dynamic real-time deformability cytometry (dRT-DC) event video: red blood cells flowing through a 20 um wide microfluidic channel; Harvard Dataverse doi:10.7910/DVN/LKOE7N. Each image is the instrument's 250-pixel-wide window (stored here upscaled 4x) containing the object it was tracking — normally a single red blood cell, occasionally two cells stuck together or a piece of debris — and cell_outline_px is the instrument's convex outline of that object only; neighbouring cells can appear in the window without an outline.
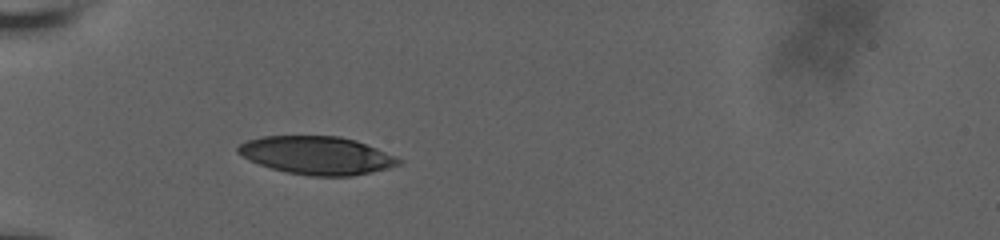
{"species": "human", "species_latin": "Homo sapiens", "temperature_condition": "room temperature", "stored_images_in_passage": 72, "camera_frame_rate_fps": 3000, "um_per_image_px": 0.085, "donor": {"sex": "male"}, "frame": {"image": 1, "passage_image": 1, "time_ms": 0.0, "image_size_px": [1000, 240], "cell_outline_px": [[404, 160], [400, 164], [352, 176], [312, 176], [288, 172], [272, 168], [248, 160], [236, 152], [236, 148], [240, 144], [248, 140], [264, 136], [340, 136], [356, 140], [396, 156]], "centroid_in_image_um": [26.91, 13.2], "position_along_channel_um": 58.1, "area_um2": 35.37}}
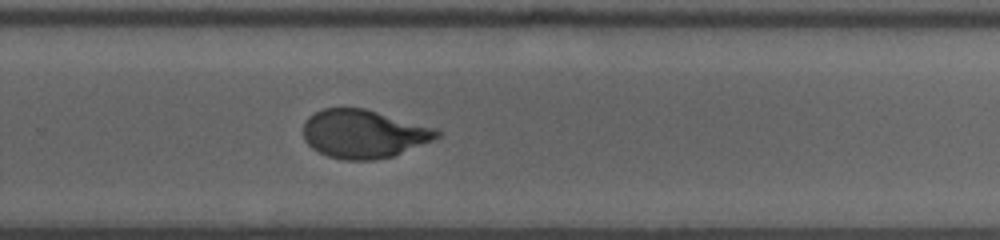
{"frame": {"image": 2, "passage_image": 43, "time_ms": 7.0, "image_size_px": [1000, 240], "cell_outline_px": [[444, 132], [440, 136], [432, 140], [392, 156], [372, 160], [344, 160], [328, 156], [312, 148], [304, 140], [304, 120], [308, 116], [324, 108], [364, 108], [436, 128]], "centroid_in_image_um": [30.9, 11.37], "position_along_channel_um": 298.9, "area_um2": 37.51}}
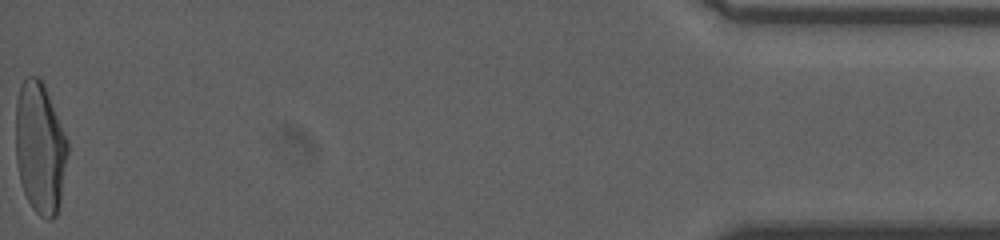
{"frame": {"image": 3, "passage_image": 71, "time_ms": 13.0, "image_size_px": [1000, 240], "cell_outline_px": [[68, 152], [60, 204], [56, 216], [52, 220], [48, 220], [40, 216], [32, 208], [24, 192], [20, 180], [16, 160], [16, 100], [20, 84], [24, 76], [40, 76], [44, 84], [68, 140]], "centroid_in_image_um": [3.4, 12.55], "position_along_channel_um": 431.8, "area_um2": 40.23}, "authors_computed_cell_mechanics": {"area_um2": 38.6104, "velocity_mm_per_s": 3.6442, "shape_relaxation_time_tau1_ms": 5.4735, "shape_relaxation_time_tau2_ms": 0.7187, "deformation_change_tau1": 0.2049, "deformation_change_tau2": 0.0526}}